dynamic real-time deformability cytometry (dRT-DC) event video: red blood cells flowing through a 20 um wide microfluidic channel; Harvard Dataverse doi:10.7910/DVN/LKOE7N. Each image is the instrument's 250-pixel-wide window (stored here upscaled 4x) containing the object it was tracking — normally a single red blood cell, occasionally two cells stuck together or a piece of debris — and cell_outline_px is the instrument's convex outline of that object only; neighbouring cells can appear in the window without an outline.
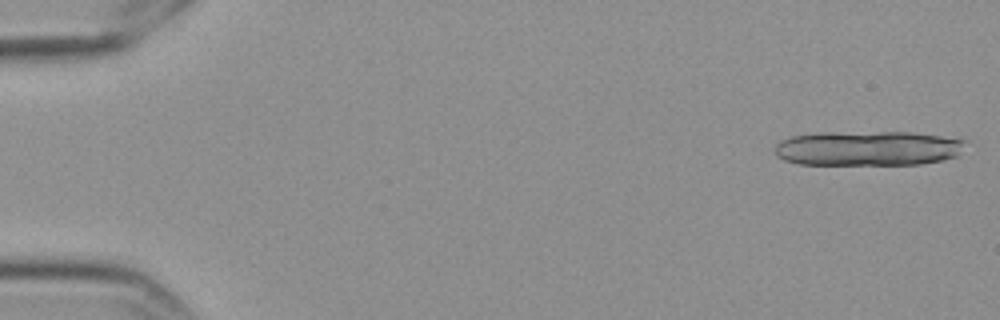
{"species": "Egyptian fruit bat (a non-hibernating species)", "species_latin": "Rousettus aegyptiacus", "temperature_condition": "cold", "stored_images_in_passage": 16, "camera_frame_rate_fps": 3000, "um_per_image_px": 0.085, "frame": {"image": 1, "passage_image": 1, "time_ms": 0.0, "image_size_px": [1000, 320], "cell_outline_px": [[964, 140], [956, 156], [944, 160], [920, 164], [800, 164], [784, 160], [776, 156], [776, 144], [780, 140], [792, 136], [828, 132], [908, 132], [940, 136]], "centroid_in_image_um": [73.71, 12.6], "position_along_channel_um": 11.3, "area_um2": 38.26}}